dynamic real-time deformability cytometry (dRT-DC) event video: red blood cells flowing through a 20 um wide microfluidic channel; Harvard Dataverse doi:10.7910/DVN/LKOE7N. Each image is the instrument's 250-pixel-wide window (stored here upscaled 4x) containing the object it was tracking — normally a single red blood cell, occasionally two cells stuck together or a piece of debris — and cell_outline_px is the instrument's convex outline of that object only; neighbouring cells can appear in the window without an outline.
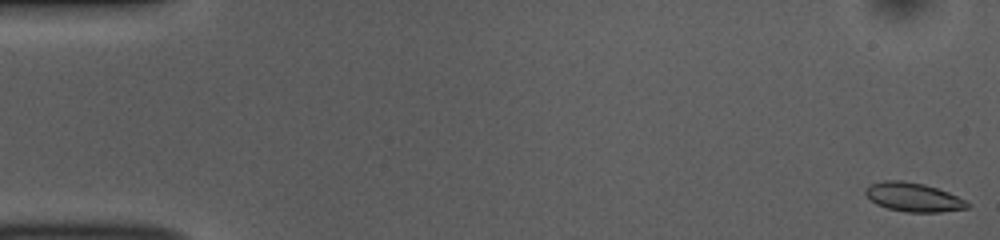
{"species": "common noctule bat (a hibernating species)", "species_latin": "Nyctalus noctula", "temperature_condition": "room temperature", "stored_images_in_passage": 52, "camera_frame_rate_fps": 3000, "um_per_image_px": 0.085, "animal": {"sex": "female", "body_mass_g": 10.0, "forearm_length_mm": 53.1}, "frame": {"image": 1, "passage_image": 1, "time_ms": 0.0, "image_size_px": [1000, 240], "cell_outline_px": [[972, 204], [968, 208], [940, 212], [904, 212], [888, 208], [876, 204], [864, 192], [864, 188], [868, 184], [884, 180], [904, 180], [924, 184], [948, 192]], "centroid_in_image_um": [77.61, 16.75], "position_along_channel_um": 7.4, "area_um2": 17.22}}
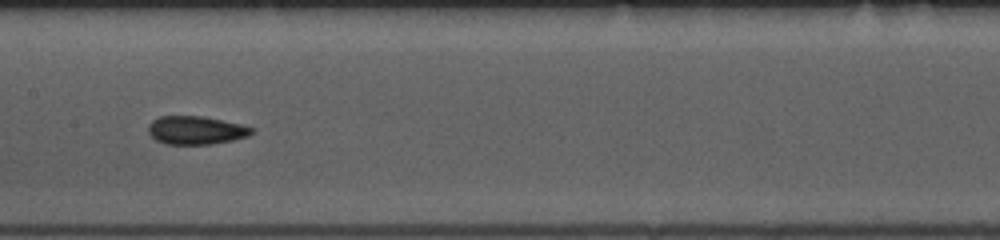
{"frame": {"image": 2, "passage_image": 26, "time_ms": 8.333, "image_size_px": [1000, 240], "cell_outline_px": [[252, 132], [248, 136], [232, 140], [208, 144], [164, 144], [156, 140], [148, 132], [148, 124], [152, 120], [160, 116], [204, 116], [240, 124], [252, 128]], "centroid_in_image_um": [16.6, 11.06], "position_along_channel_um": 190.8, "area_um2": 16.94}}
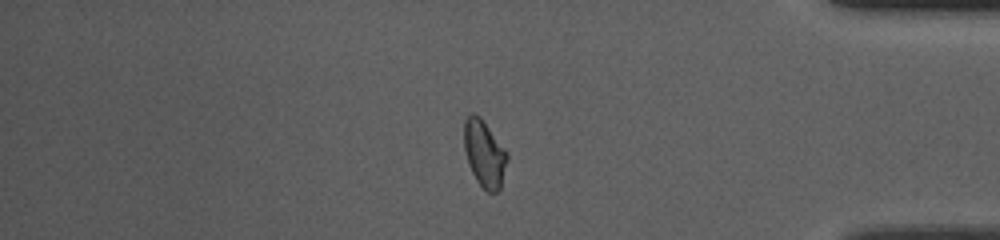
{"frame": {"image": 3, "passage_image": 44, "time_ms": 14.333, "image_size_px": [1000, 240], "cell_outline_px": [[508, 160], [500, 188], [496, 192], [488, 192], [476, 180], [468, 164], [464, 148], [464, 120], [472, 112], [480, 116], [508, 152]], "centroid_in_image_um": [41.17, 13.04], "position_along_channel_um": 394.0, "area_um2": 16.82}, "authors_computed_cell_mechanics": {"area_um2": 16.9065, "velocity_mm_per_s": 3.8513, "shape_relaxation_time_tau1_ms": 3.5597, "shape_relaxation_time_tau2_ms": 1.6189, "deformation_change_tau1": 0.1076, "deformation_change_tau2": 0.061}}